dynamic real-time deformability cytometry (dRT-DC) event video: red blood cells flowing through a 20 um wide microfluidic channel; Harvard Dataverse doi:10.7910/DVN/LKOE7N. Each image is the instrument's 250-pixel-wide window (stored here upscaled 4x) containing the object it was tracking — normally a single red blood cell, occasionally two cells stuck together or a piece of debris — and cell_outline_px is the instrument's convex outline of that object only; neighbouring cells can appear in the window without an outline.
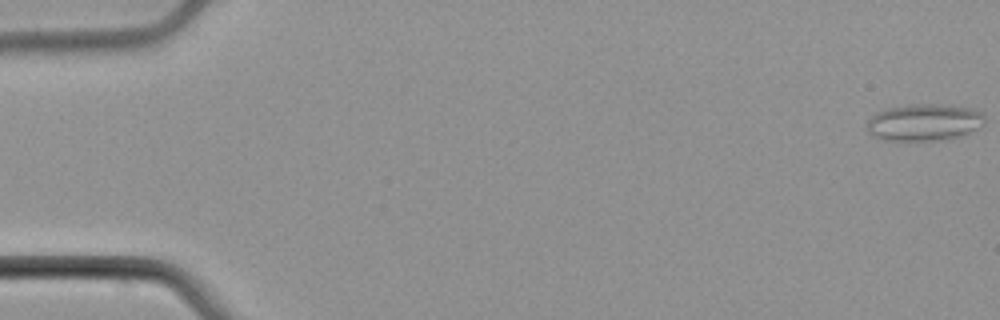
{"species": "common noctule bat (a hibernating species)", "species_latin": "Nyctalus noctula", "temperature_condition": "cold", "stored_images_in_passage": 6, "camera_frame_rate_fps": 3000, "um_per_image_px": 0.085, "animal": {"sex": "male", "body_mass_g": 21.5, "forearm_length_mm": 52.0}, "frame": {"image": 1, "passage_image": 1, "time_ms": 0.0, "image_size_px": [1000, 320], "cell_outline_px": [[984, 124], [960, 136], [944, 140], [884, 140], [872, 136], [868, 132], [864, 124], [876, 112], [888, 108], [912, 104], [936, 104], [972, 108], [980, 112], [984, 116]], "centroid_in_image_um": [78.5, 10.4], "position_along_channel_um": 6.5, "area_um2": 25.32}}
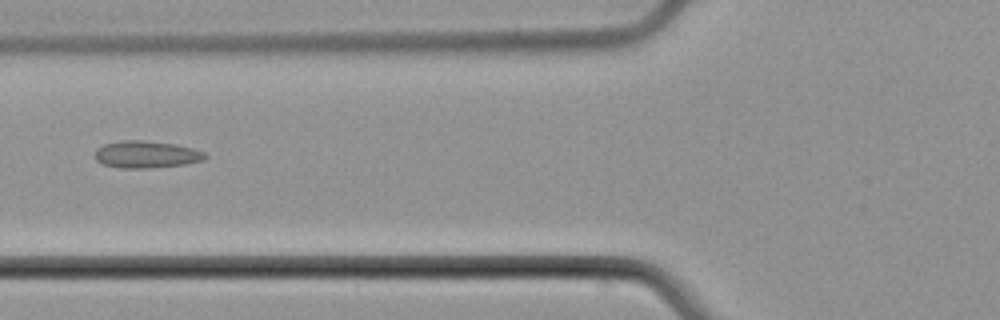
{"frame": {"image": 2, "passage_image": 6, "time_ms": 7.0, "image_size_px": [1000, 320], "cell_outline_px": [[208, 156], [204, 160], [184, 164], [148, 168], [120, 168], [104, 164], [96, 160], [96, 148], [104, 144], [124, 140], [144, 140], [176, 144], [192, 148], [204, 152]], "centroid_in_image_um": [12.45, 13.12], "position_along_channel_um": 113.4, "area_um2": 17.34}}